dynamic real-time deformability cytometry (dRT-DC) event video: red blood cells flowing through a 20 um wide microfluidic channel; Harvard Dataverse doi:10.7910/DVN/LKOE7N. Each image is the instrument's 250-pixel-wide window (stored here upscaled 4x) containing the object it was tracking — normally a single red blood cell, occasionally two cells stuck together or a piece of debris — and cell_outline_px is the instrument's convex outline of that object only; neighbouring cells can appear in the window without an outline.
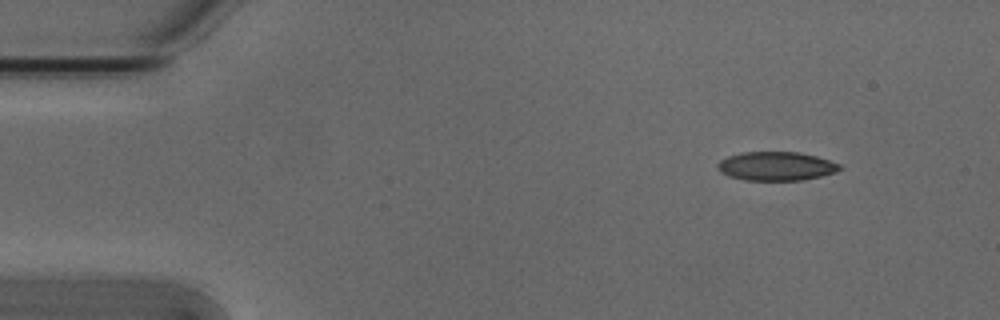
{"species": "Egyptian fruit bat (a non-hibernating species)", "species_latin": "Rousettus aegyptiacus", "temperature_condition": "cold", "stored_images_in_passage": 4, "camera_frame_rate_fps": 3000, "um_per_image_px": 0.085, "animal": {"sex": "male"}, "frame": {"image": 1, "passage_image": 1, "time_ms": 0.0, "image_size_px": [1000, 320], "cell_outline_px": [[840, 168], [836, 172], [820, 176], [800, 180], [744, 180], [728, 176], [720, 172], [716, 168], [716, 164], [720, 160], [728, 156], [744, 152], [796, 152], [816, 156], [840, 164]], "centroid_in_image_um": [65.92, 14.12], "position_along_channel_um": 19.1, "area_um2": 20.4}}
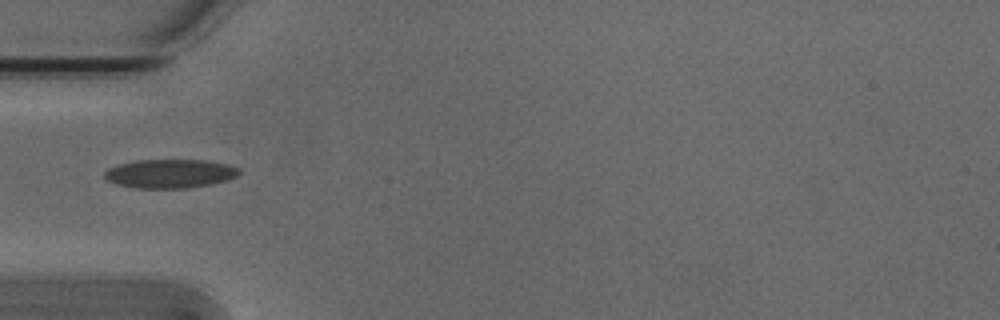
{"frame": {"image": 2, "passage_image": 4, "time_ms": 1.0, "image_size_px": [1000, 320], "cell_outline_px": [[240, 172], [236, 176], [228, 180], [212, 184], [188, 188], [140, 188], [116, 184], [108, 180], [104, 176], [104, 172], [108, 168], [116, 164], [136, 160], [204, 160], [228, 164], [240, 168]], "centroid_in_image_um": [14.45, 14.75], "position_along_channel_um": 70.5, "area_um2": 22.72}}